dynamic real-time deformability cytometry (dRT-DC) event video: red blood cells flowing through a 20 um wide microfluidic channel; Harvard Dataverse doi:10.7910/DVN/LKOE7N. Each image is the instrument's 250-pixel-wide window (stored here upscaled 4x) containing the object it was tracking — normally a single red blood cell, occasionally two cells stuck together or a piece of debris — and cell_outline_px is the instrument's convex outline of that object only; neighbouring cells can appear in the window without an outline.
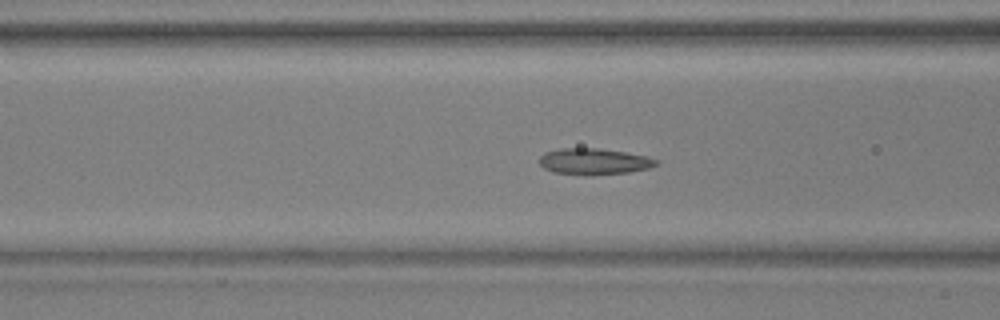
{"species": "common noctule bat (a hibernating species)", "species_latin": "Nyctalus noctula", "temperature_condition": "warm", "stored_images_in_passage": 39, "camera_frame_rate_fps": 3000, "um_per_image_px": 0.085, "animal": {"sex": "male", "body_mass_g": 17.9, "forearm_length_mm": 54.2}, "frame": {"image": 1, "passage_image": 6, "time_ms": 1.667, "image_size_px": [1000, 320], "cell_outline_px": [[660, 164], [648, 168], [628, 172], [588, 176], [584, 176], [552, 172], [544, 168], [540, 164], [540, 156], [544, 152], [560, 148], [600, 148], [648, 156], [660, 160]], "centroid_in_image_um": [50.5, 13.73], "position_along_channel_um": 116.1, "area_um2": 18.21}}
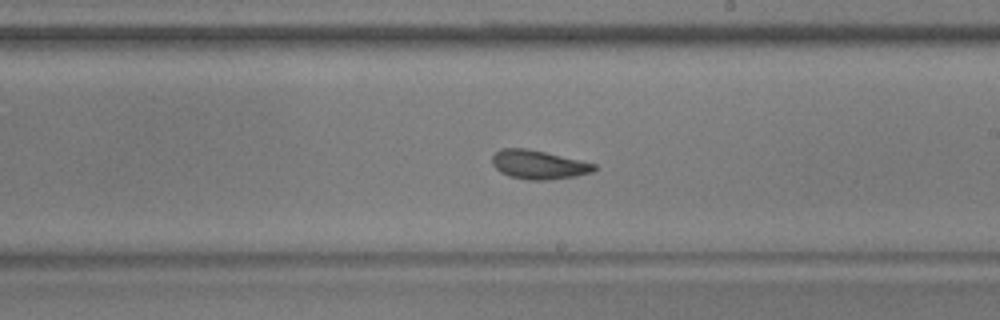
{"frame": {"image": 2, "passage_image": 16, "time_ms": 5.0, "image_size_px": [1000, 320], "cell_outline_px": [[596, 168], [592, 172], [576, 176], [548, 180], [528, 180], [508, 176], [500, 172], [492, 164], [492, 156], [500, 148], [524, 148], [544, 152], [580, 160], [596, 164]], "centroid_in_image_um": [45.75, 14.0], "position_along_channel_um": 243.2, "area_um2": 17.11}}
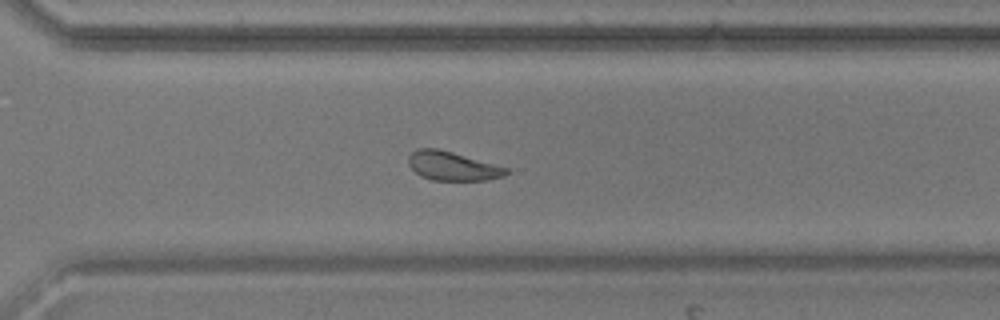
{"frame": {"image": 3, "passage_image": 23, "time_ms": 7.333, "image_size_px": [1000, 320], "cell_outline_px": [[512, 172], [504, 176], [488, 180], [432, 180], [420, 176], [408, 164], [408, 156], [416, 148], [436, 148], [452, 152], [508, 168]], "centroid_in_image_um": [38.46, 14.12], "position_along_channel_um": 332.1, "area_um2": 16.47}}